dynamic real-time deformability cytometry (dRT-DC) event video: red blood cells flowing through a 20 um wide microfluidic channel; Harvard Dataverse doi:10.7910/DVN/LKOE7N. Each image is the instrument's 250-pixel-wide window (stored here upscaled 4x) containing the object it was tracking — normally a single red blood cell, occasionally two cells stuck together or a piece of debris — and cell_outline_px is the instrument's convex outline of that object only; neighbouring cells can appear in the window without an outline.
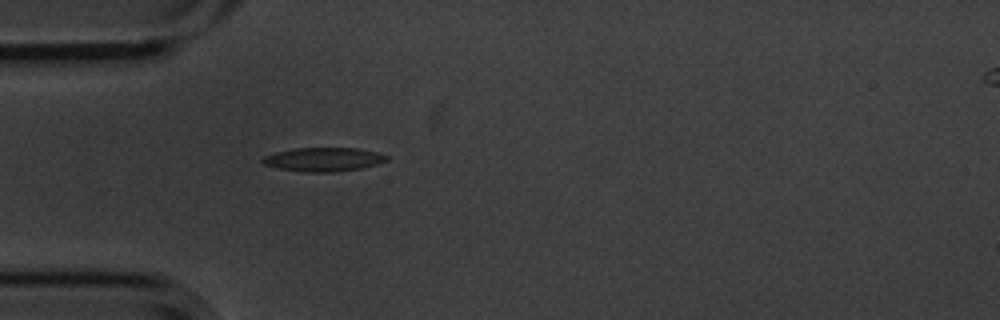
{"species": "common noctule bat (a hibernating species)", "species_latin": "Nyctalus noctula", "temperature_condition": "cold", "stored_images_in_passage": 1, "camera_frame_rate_fps": 3000, "um_per_image_px": 0.085, "animal": {"sex": "male", "body_mass_g": 20.1, "forearm_length_mm": 53.5}, "frame": {"image": 1, "passage_image": 1, "time_ms": 0.0, "image_size_px": [1000, 320], "cell_outline_px": [[388, 160], [376, 164], [360, 168], [336, 172], [304, 172], [280, 168], [264, 164], [260, 160], [264, 156], [276, 152], [296, 148], [356, 148], [376, 152], [388, 156]], "centroid_in_image_um": [27.49, 13.55], "position_along_channel_um": 57.5, "area_um2": 17.05}}